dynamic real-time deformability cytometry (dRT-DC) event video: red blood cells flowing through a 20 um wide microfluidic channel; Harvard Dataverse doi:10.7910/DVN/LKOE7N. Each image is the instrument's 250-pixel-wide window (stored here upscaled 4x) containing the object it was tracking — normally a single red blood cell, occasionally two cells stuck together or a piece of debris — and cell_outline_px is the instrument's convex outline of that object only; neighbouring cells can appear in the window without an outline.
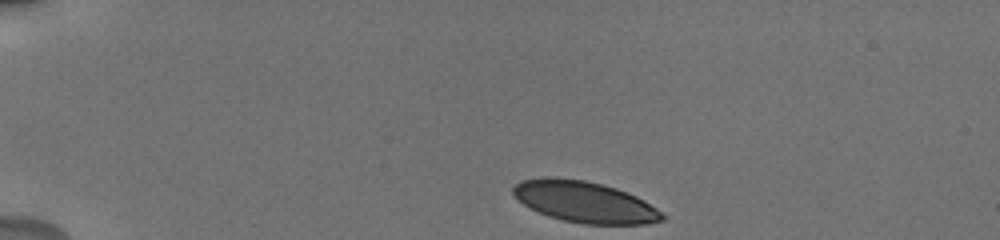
{"species": "human", "species_latin": "Homo sapiens", "temperature_condition": "cold", "stored_images_in_passage": 24, "camera_frame_rate_fps": 3000, "um_per_image_px": 0.085, "donor": {"sex": "male"}, "frame": {"image": 1, "passage_image": 1, "time_ms": 0.0, "image_size_px": [1000, 240], "cell_outline_px": [[664, 220], [644, 224], [584, 224], [564, 220], [548, 216], [524, 204], [512, 192], [512, 188], [520, 180], [544, 176], [556, 176], [584, 180], [616, 188], [636, 196], [644, 200], [656, 208], [664, 216]], "centroid_in_image_um": [49.68, 17.14], "position_along_channel_um": 35.3, "area_um2": 35.6}}
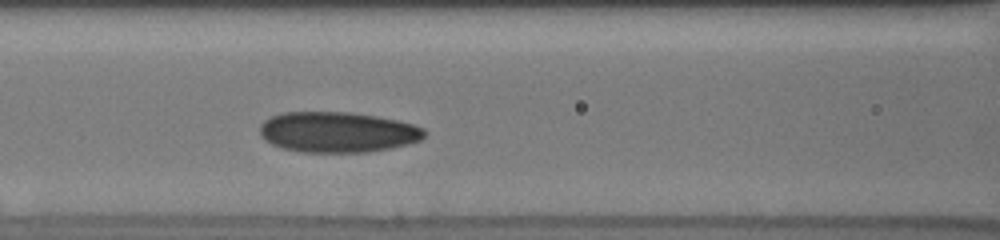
{"frame": {"image": 2, "passage_image": 11, "time_ms": 4.667, "image_size_px": [1000, 240], "cell_outline_px": [[424, 136], [420, 140], [408, 144], [392, 148], [368, 152], [300, 152], [280, 148], [264, 140], [260, 136], [260, 124], [264, 120], [272, 116], [284, 112], [348, 112], [376, 116], [396, 120], [412, 124], [424, 128]], "centroid_in_image_um": [28.66, 11.24], "position_along_channel_um": 137.9, "area_um2": 39.02}}
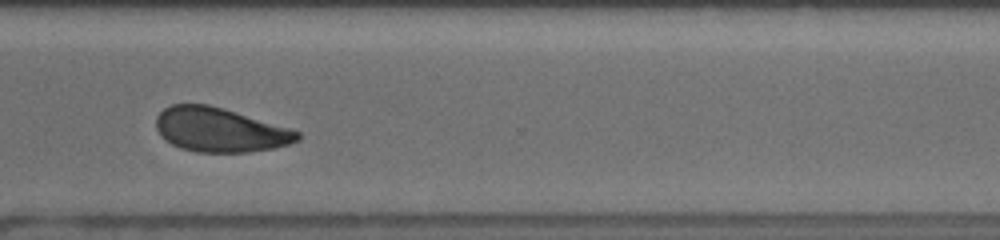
{"frame": {"image": 3, "passage_image": 21, "time_ms": 10.333, "image_size_px": [1000, 240], "cell_outline_px": [[300, 140], [276, 148], [248, 152], [196, 152], [180, 148], [172, 144], [160, 136], [156, 128], [156, 116], [164, 108], [172, 104], [208, 104], [224, 108], [288, 128], [300, 132]], "centroid_in_image_um": [18.66, 11.04], "position_along_channel_um": 351.9, "area_um2": 36.41}, "authors_computed_cell_mechanics": {"area_um2": 37.7434, "velocity_mm_per_s": 3.7754, "shape_relaxation_time_tau1_ms": 5.4657, "shape_relaxation_time_tau2_ms": 2.1783, "deformation_change_tau1": 0.1166, "deformation_change_tau2": 0.0739}}